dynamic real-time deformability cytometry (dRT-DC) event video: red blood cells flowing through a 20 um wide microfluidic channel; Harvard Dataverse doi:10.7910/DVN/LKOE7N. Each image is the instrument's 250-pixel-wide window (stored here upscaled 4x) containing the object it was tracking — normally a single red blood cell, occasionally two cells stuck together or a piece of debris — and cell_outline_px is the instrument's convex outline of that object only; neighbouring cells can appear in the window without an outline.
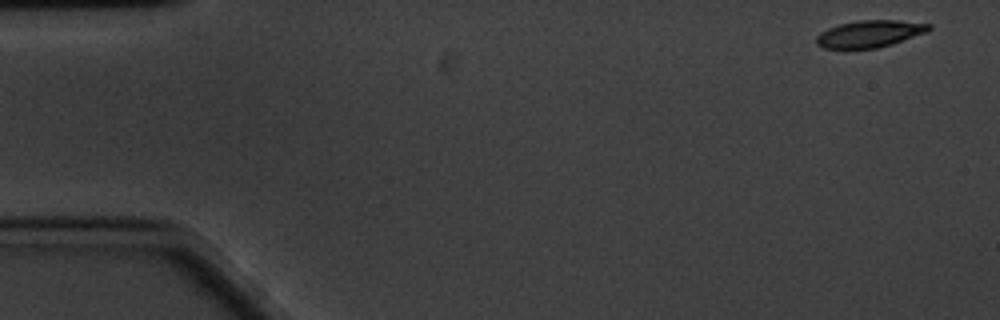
{"species": "common noctule bat (a hibernating species)", "species_latin": "Nyctalus noctula", "temperature_condition": "cold", "stored_images_in_passage": 58, "camera_frame_rate_fps": 3000, "um_per_image_px": 0.085, "animal": {"sex": "male", "body_mass_g": 20.1, "forearm_length_mm": 53.5}, "frame": {"image": 1, "passage_image": 1, "time_ms": 0.0, "image_size_px": [1000, 320], "cell_outline_px": [[932, 28], [928, 32], [892, 44], [876, 48], [824, 48], [816, 44], [816, 36], [820, 32], [828, 28], [840, 24], [856, 20], [896, 20], [932, 24]], "centroid_in_image_um": [73.94, 2.86], "position_along_channel_um": 11.1, "area_um2": 17.74}}
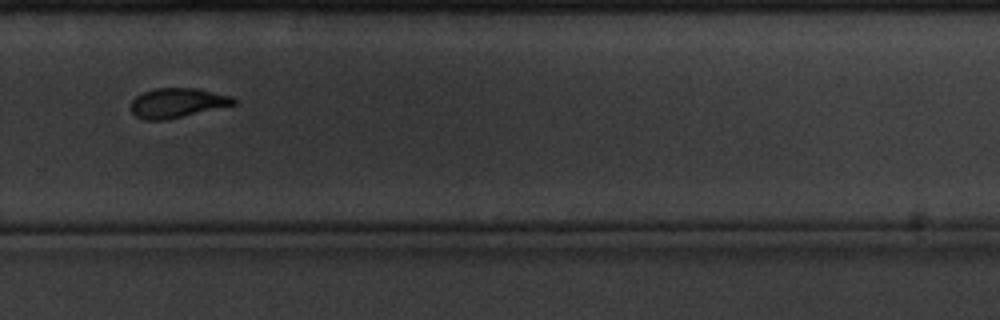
{"frame": {"image": 2, "passage_image": 39, "time_ms": 12.667, "image_size_px": [1000, 320], "cell_outline_px": [[236, 104], [164, 120], [144, 120], [136, 116], [132, 112], [132, 100], [136, 96], [144, 92], [156, 88], [196, 88], [232, 96], [236, 100]], "centroid_in_image_um": [15.06, 8.74], "position_along_channel_um": 314.7, "area_um2": 17.46}}
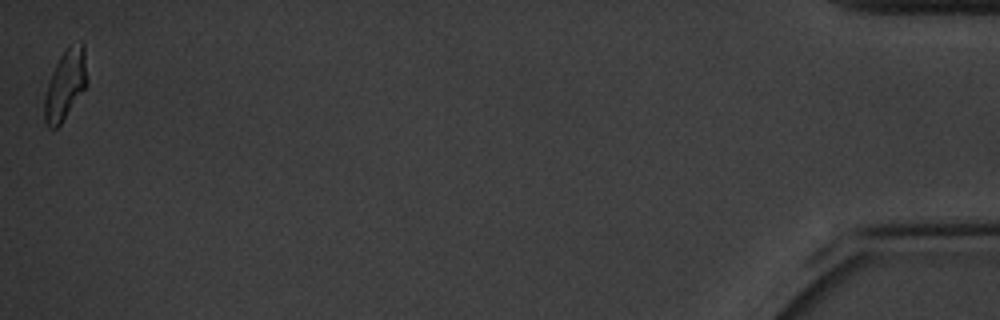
{"frame": {"image": 3, "passage_image": 58, "time_ms": 19.0, "image_size_px": [1000, 320], "cell_outline_px": [[88, 84], [60, 124], [56, 128], [48, 128], [44, 120], [44, 96], [52, 72], [60, 56], [68, 48], [80, 40], [84, 44], [88, 80]], "centroid_in_image_um": [5.57, 7.2], "position_along_channel_um": 429.6, "area_um2": 17.28}, "authors_computed_cell_mechanics": {"area_um2": 18.2648, "velocity_mm_per_s": 3.3132, "shape_relaxation_time_tau1_ms": 3.7152, "shape_relaxation_time_tau2_ms": 2.6655, "deformation_change_tau1": 0.148, "deformation_change_tau2": 0.0784}}